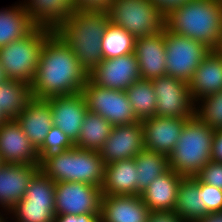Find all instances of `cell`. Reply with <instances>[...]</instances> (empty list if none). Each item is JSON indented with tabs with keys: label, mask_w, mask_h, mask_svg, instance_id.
I'll list each match as a JSON object with an SVG mask.
<instances>
[{
	"label": "cell",
	"mask_w": 222,
	"mask_h": 222,
	"mask_svg": "<svg viewBox=\"0 0 222 222\" xmlns=\"http://www.w3.org/2000/svg\"><path fill=\"white\" fill-rule=\"evenodd\" d=\"M3 210H0V222H9L7 219L10 218L8 217L9 216V213L8 212H5L3 214ZM6 215V216H5ZM8 215V216H7ZM5 216V217H4Z\"/></svg>",
	"instance_id": "7bdbcfd3"
},
{
	"label": "cell",
	"mask_w": 222,
	"mask_h": 222,
	"mask_svg": "<svg viewBox=\"0 0 222 222\" xmlns=\"http://www.w3.org/2000/svg\"><path fill=\"white\" fill-rule=\"evenodd\" d=\"M137 174L134 158L105 165L102 194L105 196L137 195Z\"/></svg>",
	"instance_id": "cb8c5ba5"
},
{
	"label": "cell",
	"mask_w": 222,
	"mask_h": 222,
	"mask_svg": "<svg viewBox=\"0 0 222 222\" xmlns=\"http://www.w3.org/2000/svg\"><path fill=\"white\" fill-rule=\"evenodd\" d=\"M112 0H73L75 10L107 11Z\"/></svg>",
	"instance_id": "8d00e7d4"
},
{
	"label": "cell",
	"mask_w": 222,
	"mask_h": 222,
	"mask_svg": "<svg viewBox=\"0 0 222 222\" xmlns=\"http://www.w3.org/2000/svg\"><path fill=\"white\" fill-rule=\"evenodd\" d=\"M6 120H8V118L4 115V113L0 109V125Z\"/></svg>",
	"instance_id": "f6af8a7d"
},
{
	"label": "cell",
	"mask_w": 222,
	"mask_h": 222,
	"mask_svg": "<svg viewBox=\"0 0 222 222\" xmlns=\"http://www.w3.org/2000/svg\"><path fill=\"white\" fill-rule=\"evenodd\" d=\"M164 28L222 50V0H189L164 14Z\"/></svg>",
	"instance_id": "7a4b0ae2"
},
{
	"label": "cell",
	"mask_w": 222,
	"mask_h": 222,
	"mask_svg": "<svg viewBox=\"0 0 222 222\" xmlns=\"http://www.w3.org/2000/svg\"><path fill=\"white\" fill-rule=\"evenodd\" d=\"M52 112V122L75 143L80 135L84 116L88 109L81 92L71 95L53 96L45 99Z\"/></svg>",
	"instance_id": "2e32d148"
},
{
	"label": "cell",
	"mask_w": 222,
	"mask_h": 222,
	"mask_svg": "<svg viewBox=\"0 0 222 222\" xmlns=\"http://www.w3.org/2000/svg\"><path fill=\"white\" fill-rule=\"evenodd\" d=\"M15 119L37 150L53 126L50 105L45 99L32 98Z\"/></svg>",
	"instance_id": "44dd1931"
},
{
	"label": "cell",
	"mask_w": 222,
	"mask_h": 222,
	"mask_svg": "<svg viewBox=\"0 0 222 222\" xmlns=\"http://www.w3.org/2000/svg\"><path fill=\"white\" fill-rule=\"evenodd\" d=\"M109 23L134 38L155 35L164 29V13L152 0H112Z\"/></svg>",
	"instance_id": "52a82bcc"
},
{
	"label": "cell",
	"mask_w": 222,
	"mask_h": 222,
	"mask_svg": "<svg viewBox=\"0 0 222 222\" xmlns=\"http://www.w3.org/2000/svg\"><path fill=\"white\" fill-rule=\"evenodd\" d=\"M134 53L141 79L152 80L166 75V54L163 30L155 35L135 39Z\"/></svg>",
	"instance_id": "d6986e66"
},
{
	"label": "cell",
	"mask_w": 222,
	"mask_h": 222,
	"mask_svg": "<svg viewBox=\"0 0 222 222\" xmlns=\"http://www.w3.org/2000/svg\"><path fill=\"white\" fill-rule=\"evenodd\" d=\"M211 161L222 162V129H215L213 133Z\"/></svg>",
	"instance_id": "ab89813d"
},
{
	"label": "cell",
	"mask_w": 222,
	"mask_h": 222,
	"mask_svg": "<svg viewBox=\"0 0 222 222\" xmlns=\"http://www.w3.org/2000/svg\"><path fill=\"white\" fill-rule=\"evenodd\" d=\"M8 213L10 222H54L55 182L39 170L31 179L22 200Z\"/></svg>",
	"instance_id": "ba28073f"
},
{
	"label": "cell",
	"mask_w": 222,
	"mask_h": 222,
	"mask_svg": "<svg viewBox=\"0 0 222 222\" xmlns=\"http://www.w3.org/2000/svg\"><path fill=\"white\" fill-rule=\"evenodd\" d=\"M54 222H100L98 214L57 215Z\"/></svg>",
	"instance_id": "74e56055"
},
{
	"label": "cell",
	"mask_w": 222,
	"mask_h": 222,
	"mask_svg": "<svg viewBox=\"0 0 222 222\" xmlns=\"http://www.w3.org/2000/svg\"><path fill=\"white\" fill-rule=\"evenodd\" d=\"M197 222H222V212L208 213Z\"/></svg>",
	"instance_id": "b9f144b4"
},
{
	"label": "cell",
	"mask_w": 222,
	"mask_h": 222,
	"mask_svg": "<svg viewBox=\"0 0 222 222\" xmlns=\"http://www.w3.org/2000/svg\"><path fill=\"white\" fill-rule=\"evenodd\" d=\"M88 73L81 67L71 46L52 31L40 50L31 94L36 99L71 95L82 91Z\"/></svg>",
	"instance_id": "6da1fadb"
},
{
	"label": "cell",
	"mask_w": 222,
	"mask_h": 222,
	"mask_svg": "<svg viewBox=\"0 0 222 222\" xmlns=\"http://www.w3.org/2000/svg\"><path fill=\"white\" fill-rule=\"evenodd\" d=\"M173 212L185 222H197L209 213L202 199V182L196 176L181 180Z\"/></svg>",
	"instance_id": "484cf974"
},
{
	"label": "cell",
	"mask_w": 222,
	"mask_h": 222,
	"mask_svg": "<svg viewBox=\"0 0 222 222\" xmlns=\"http://www.w3.org/2000/svg\"><path fill=\"white\" fill-rule=\"evenodd\" d=\"M188 119L153 116L141 120L144 149L169 156Z\"/></svg>",
	"instance_id": "e0dca14e"
},
{
	"label": "cell",
	"mask_w": 222,
	"mask_h": 222,
	"mask_svg": "<svg viewBox=\"0 0 222 222\" xmlns=\"http://www.w3.org/2000/svg\"><path fill=\"white\" fill-rule=\"evenodd\" d=\"M214 131L196 115L189 118L168 156L170 169L184 177L196 176L211 161Z\"/></svg>",
	"instance_id": "5b68a950"
},
{
	"label": "cell",
	"mask_w": 222,
	"mask_h": 222,
	"mask_svg": "<svg viewBox=\"0 0 222 222\" xmlns=\"http://www.w3.org/2000/svg\"><path fill=\"white\" fill-rule=\"evenodd\" d=\"M135 39L130 33L110 23L101 40L103 59L115 58L134 52Z\"/></svg>",
	"instance_id": "1f68e13d"
},
{
	"label": "cell",
	"mask_w": 222,
	"mask_h": 222,
	"mask_svg": "<svg viewBox=\"0 0 222 222\" xmlns=\"http://www.w3.org/2000/svg\"><path fill=\"white\" fill-rule=\"evenodd\" d=\"M101 187L82 182H55V216L101 215Z\"/></svg>",
	"instance_id": "7c38bea8"
},
{
	"label": "cell",
	"mask_w": 222,
	"mask_h": 222,
	"mask_svg": "<svg viewBox=\"0 0 222 222\" xmlns=\"http://www.w3.org/2000/svg\"><path fill=\"white\" fill-rule=\"evenodd\" d=\"M113 125L97 113L87 111L75 147L99 151L112 131Z\"/></svg>",
	"instance_id": "83f0119b"
},
{
	"label": "cell",
	"mask_w": 222,
	"mask_h": 222,
	"mask_svg": "<svg viewBox=\"0 0 222 222\" xmlns=\"http://www.w3.org/2000/svg\"><path fill=\"white\" fill-rule=\"evenodd\" d=\"M21 2L36 26L52 30L75 11L73 0H22Z\"/></svg>",
	"instance_id": "d4e9b609"
},
{
	"label": "cell",
	"mask_w": 222,
	"mask_h": 222,
	"mask_svg": "<svg viewBox=\"0 0 222 222\" xmlns=\"http://www.w3.org/2000/svg\"><path fill=\"white\" fill-rule=\"evenodd\" d=\"M0 163L40 166L38 150L31 144L16 119L0 125Z\"/></svg>",
	"instance_id": "9a60e30c"
},
{
	"label": "cell",
	"mask_w": 222,
	"mask_h": 222,
	"mask_svg": "<svg viewBox=\"0 0 222 222\" xmlns=\"http://www.w3.org/2000/svg\"><path fill=\"white\" fill-rule=\"evenodd\" d=\"M147 222H185L176 212H150Z\"/></svg>",
	"instance_id": "f35d334b"
},
{
	"label": "cell",
	"mask_w": 222,
	"mask_h": 222,
	"mask_svg": "<svg viewBox=\"0 0 222 222\" xmlns=\"http://www.w3.org/2000/svg\"><path fill=\"white\" fill-rule=\"evenodd\" d=\"M125 91L138 120L155 116L156 95L151 80L139 79Z\"/></svg>",
	"instance_id": "4dcf8cb0"
},
{
	"label": "cell",
	"mask_w": 222,
	"mask_h": 222,
	"mask_svg": "<svg viewBox=\"0 0 222 222\" xmlns=\"http://www.w3.org/2000/svg\"><path fill=\"white\" fill-rule=\"evenodd\" d=\"M184 176L172 169L154 179L141 193V198L151 212L173 211L178 188Z\"/></svg>",
	"instance_id": "603a6c76"
},
{
	"label": "cell",
	"mask_w": 222,
	"mask_h": 222,
	"mask_svg": "<svg viewBox=\"0 0 222 222\" xmlns=\"http://www.w3.org/2000/svg\"><path fill=\"white\" fill-rule=\"evenodd\" d=\"M40 166L0 163V210L8 212L22 200L33 176Z\"/></svg>",
	"instance_id": "ac0fdd59"
},
{
	"label": "cell",
	"mask_w": 222,
	"mask_h": 222,
	"mask_svg": "<svg viewBox=\"0 0 222 222\" xmlns=\"http://www.w3.org/2000/svg\"><path fill=\"white\" fill-rule=\"evenodd\" d=\"M81 93L86 100L87 109L99 114L113 126L139 121L134 114L126 91L97 86L88 78Z\"/></svg>",
	"instance_id": "30bf717a"
},
{
	"label": "cell",
	"mask_w": 222,
	"mask_h": 222,
	"mask_svg": "<svg viewBox=\"0 0 222 222\" xmlns=\"http://www.w3.org/2000/svg\"><path fill=\"white\" fill-rule=\"evenodd\" d=\"M52 29L36 26L22 39L0 48V63L7 79L31 84L36 74L40 50Z\"/></svg>",
	"instance_id": "8992f818"
},
{
	"label": "cell",
	"mask_w": 222,
	"mask_h": 222,
	"mask_svg": "<svg viewBox=\"0 0 222 222\" xmlns=\"http://www.w3.org/2000/svg\"><path fill=\"white\" fill-rule=\"evenodd\" d=\"M134 160L138 173L136 180L138 196L154 179L170 169L168 156L151 150L144 149L134 157Z\"/></svg>",
	"instance_id": "f1b7e54d"
},
{
	"label": "cell",
	"mask_w": 222,
	"mask_h": 222,
	"mask_svg": "<svg viewBox=\"0 0 222 222\" xmlns=\"http://www.w3.org/2000/svg\"><path fill=\"white\" fill-rule=\"evenodd\" d=\"M7 80V76L3 70V67L1 66V63H0V83L4 82Z\"/></svg>",
	"instance_id": "ee69618b"
},
{
	"label": "cell",
	"mask_w": 222,
	"mask_h": 222,
	"mask_svg": "<svg viewBox=\"0 0 222 222\" xmlns=\"http://www.w3.org/2000/svg\"><path fill=\"white\" fill-rule=\"evenodd\" d=\"M143 125L141 121L114 125L105 143L99 150L105 165L131 159L144 150Z\"/></svg>",
	"instance_id": "5bb4252c"
},
{
	"label": "cell",
	"mask_w": 222,
	"mask_h": 222,
	"mask_svg": "<svg viewBox=\"0 0 222 222\" xmlns=\"http://www.w3.org/2000/svg\"><path fill=\"white\" fill-rule=\"evenodd\" d=\"M108 24L107 11L75 10L53 31L71 46L89 75L103 60L101 40Z\"/></svg>",
	"instance_id": "3957f363"
},
{
	"label": "cell",
	"mask_w": 222,
	"mask_h": 222,
	"mask_svg": "<svg viewBox=\"0 0 222 222\" xmlns=\"http://www.w3.org/2000/svg\"><path fill=\"white\" fill-rule=\"evenodd\" d=\"M88 78L97 86L125 91L141 79L135 53L103 59L88 75Z\"/></svg>",
	"instance_id": "4fadbf2b"
},
{
	"label": "cell",
	"mask_w": 222,
	"mask_h": 222,
	"mask_svg": "<svg viewBox=\"0 0 222 222\" xmlns=\"http://www.w3.org/2000/svg\"><path fill=\"white\" fill-rule=\"evenodd\" d=\"M202 199L209 213L222 212V190L202 182Z\"/></svg>",
	"instance_id": "d590c367"
},
{
	"label": "cell",
	"mask_w": 222,
	"mask_h": 222,
	"mask_svg": "<svg viewBox=\"0 0 222 222\" xmlns=\"http://www.w3.org/2000/svg\"><path fill=\"white\" fill-rule=\"evenodd\" d=\"M196 177L201 182L222 190V162L209 161L201 168Z\"/></svg>",
	"instance_id": "e575fe53"
},
{
	"label": "cell",
	"mask_w": 222,
	"mask_h": 222,
	"mask_svg": "<svg viewBox=\"0 0 222 222\" xmlns=\"http://www.w3.org/2000/svg\"><path fill=\"white\" fill-rule=\"evenodd\" d=\"M166 54V75L187 84L211 49L203 43L163 29Z\"/></svg>",
	"instance_id": "9c48e42d"
},
{
	"label": "cell",
	"mask_w": 222,
	"mask_h": 222,
	"mask_svg": "<svg viewBox=\"0 0 222 222\" xmlns=\"http://www.w3.org/2000/svg\"><path fill=\"white\" fill-rule=\"evenodd\" d=\"M32 98L29 83L10 79L0 83V109L8 119H15Z\"/></svg>",
	"instance_id": "f546056e"
},
{
	"label": "cell",
	"mask_w": 222,
	"mask_h": 222,
	"mask_svg": "<svg viewBox=\"0 0 222 222\" xmlns=\"http://www.w3.org/2000/svg\"><path fill=\"white\" fill-rule=\"evenodd\" d=\"M195 115L209 127L222 129V91L199 99Z\"/></svg>",
	"instance_id": "d6a6232c"
},
{
	"label": "cell",
	"mask_w": 222,
	"mask_h": 222,
	"mask_svg": "<svg viewBox=\"0 0 222 222\" xmlns=\"http://www.w3.org/2000/svg\"><path fill=\"white\" fill-rule=\"evenodd\" d=\"M152 1L165 14L169 9L175 8L189 0H152Z\"/></svg>",
	"instance_id": "60d3db41"
},
{
	"label": "cell",
	"mask_w": 222,
	"mask_h": 222,
	"mask_svg": "<svg viewBox=\"0 0 222 222\" xmlns=\"http://www.w3.org/2000/svg\"><path fill=\"white\" fill-rule=\"evenodd\" d=\"M192 98L199 99L222 91V50H211L188 83Z\"/></svg>",
	"instance_id": "7402d4cb"
},
{
	"label": "cell",
	"mask_w": 222,
	"mask_h": 222,
	"mask_svg": "<svg viewBox=\"0 0 222 222\" xmlns=\"http://www.w3.org/2000/svg\"><path fill=\"white\" fill-rule=\"evenodd\" d=\"M150 212L141 196L103 195L100 222H147Z\"/></svg>",
	"instance_id": "ffe728a7"
},
{
	"label": "cell",
	"mask_w": 222,
	"mask_h": 222,
	"mask_svg": "<svg viewBox=\"0 0 222 222\" xmlns=\"http://www.w3.org/2000/svg\"><path fill=\"white\" fill-rule=\"evenodd\" d=\"M36 25L29 18L23 3L19 0L12 6L0 9V48L22 39Z\"/></svg>",
	"instance_id": "4316f807"
},
{
	"label": "cell",
	"mask_w": 222,
	"mask_h": 222,
	"mask_svg": "<svg viewBox=\"0 0 222 222\" xmlns=\"http://www.w3.org/2000/svg\"><path fill=\"white\" fill-rule=\"evenodd\" d=\"M40 170L54 182H82L101 187L105 163L99 151L74 146L44 157L40 163Z\"/></svg>",
	"instance_id": "277c9868"
},
{
	"label": "cell",
	"mask_w": 222,
	"mask_h": 222,
	"mask_svg": "<svg viewBox=\"0 0 222 222\" xmlns=\"http://www.w3.org/2000/svg\"><path fill=\"white\" fill-rule=\"evenodd\" d=\"M156 95L155 116L193 118L195 106L188 84L170 75L151 80Z\"/></svg>",
	"instance_id": "8fae6325"
},
{
	"label": "cell",
	"mask_w": 222,
	"mask_h": 222,
	"mask_svg": "<svg viewBox=\"0 0 222 222\" xmlns=\"http://www.w3.org/2000/svg\"><path fill=\"white\" fill-rule=\"evenodd\" d=\"M75 145L69 137L57 126H52L45 137L43 145L38 149L42 160L47 155L73 148Z\"/></svg>",
	"instance_id": "836d02e7"
}]
</instances>
